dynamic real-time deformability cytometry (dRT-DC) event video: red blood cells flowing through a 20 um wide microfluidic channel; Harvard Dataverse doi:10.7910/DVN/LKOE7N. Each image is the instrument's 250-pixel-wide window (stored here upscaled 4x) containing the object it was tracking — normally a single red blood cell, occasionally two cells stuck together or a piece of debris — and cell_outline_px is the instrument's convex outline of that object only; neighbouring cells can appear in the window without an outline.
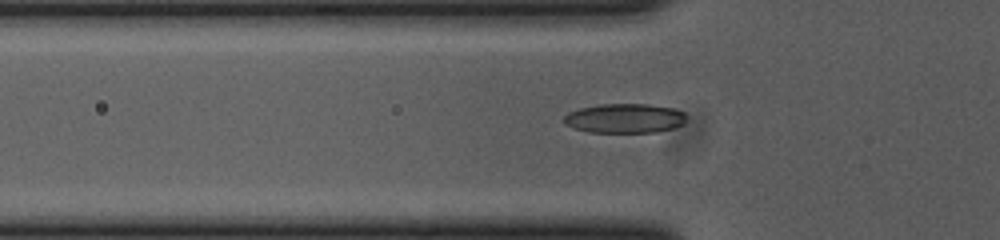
{"species": "common noctule bat (a hibernating species)", "species_latin": "Nyctalus noctula", "temperature_condition": "cold", "stored_images_in_passage": 38, "camera_frame_rate_fps": 3000, "um_per_image_px": 0.085, "animal": {"sex": "female", "body_mass_g": 23.0, "forearm_length_mm": 53.4}, "frame": {"image": 1, "passage_image": 6, "time_ms": 1.667, "image_size_px": [1000, 240], "cell_outline_px": [[680, 112], [676, 124], [664, 128], [648, 128], [576, 112], [588, 108], [664, 108]], "centroid_in_image_um": [54.16, 9.87], "position_along_channel_um": 71.6, "area_um2": 10.0}}
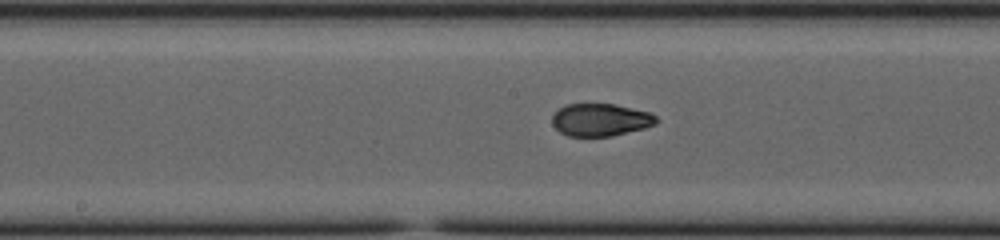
{"frame": {"image": 2, "passage_image": 16, "time_ms": 5.0, "image_size_px": [1000, 240], "cell_outline_px": [[656, 120], [648, 124], [636, 128], [620, 132], [600, 136], [576, 136], [564, 132], [556, 124], [556, 116], [564, 108], [576, 104], [608, 104], [644, 112], [652, 116]], "centroid_in_image_um": [51.01, 10.17], "position_along_channel_um": 197.2, "area_um2": 17.17}}
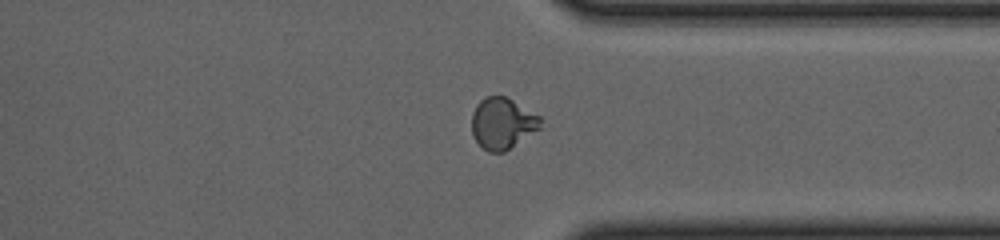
{"frame": {"image": 3, "passage_image": 30, "time_ms": 9.667, "image_size_px": [1000, 240], "cell_outline_px": [[532, 128], [508, 148], [504, 148], [476, 116], [476, 108], [484, 100], [492, 96], [500, 96], [508, 100], [532, 116]], "centroid_in_image_um": [42.84, 10.19], "position_along_channel_um": 368.6, "area_um2": 13.29}, "authors_computed_cell_mechanics": {"area_um2": 16.2129, "velocity_mm_per_s": 3.7158, "shape_relaxation_time_tau1_ms": 4.5606, "shape_relaxation_time_tau2_ms": null, "deformation_change_tau1": 0.2585, "deformation_change_tau2": null}}